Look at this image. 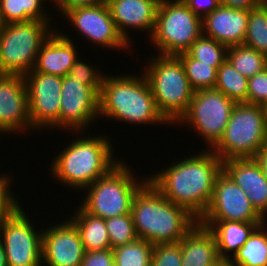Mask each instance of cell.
Listing matches in <instances>:
<instances>
[{
  "mask_svg": "<svg viewBox=\"0 0 267 266\" xmlns=\"http://www.w3.org/2000/svg\"><path fill=\"white\" fill-rule=\"evenodd\" d=\"M103 0H52L54 10L61 15L68 9L76 6L95 5Z\"/></svg>",
  "mask_w": 267,
  "mask_h": 266,
  "instance_id": "cell-40",
  "label": "cell"
},
{
  "mask_svg": "<svg viewBox=\"0 0 267 266\" xmlns=\"http://www.w3.org/2000/svg\"><path fill=\"white\" fill-rule=\"evenodd\" d=\"M138 175L121 158L107 174L84 189L83 200H79V205L86 212L104 220L131 213L135 194L148 181L147 174Z\"/></svg>",
  "mask_w": 267,
  "mask_h": 266,
  "instance_id": "cell-6",
  "label": "cell"
},
{
  "mask_svg": "<svg viewBox=\"0 0 267 266\" xmlns=\"http://www.w3.org/2000/svg\"><path fill=\"white\" fill-rule=\"evenodd\" d=\"M222 171L245 193L255 210L267 216V179L255 158H234L222 162Z\"/></svg>",
  "mask_w": 267,
  "mask_h": 266,
  "instance_id": "cell-19",
  "label": "cell"
},
{
  "mask_svg": "<svg viewBox=\"0 0 267 266\" xmlns=\"http://www.w3.org/2000/svg\"><path fill=\"white\" fill-rule=\"evenodd\" d=\"M114 263L112 249L85 251L80 266H110Z\"/></svg>",
  "mask_w": 267,
  "mask_h": 266,
  "instance_id": "cell-38",
  "label": "cell"
},
{
  "mask_svg": "<svg viewBox=\"0 0 267 266\" xmlns=\"http://www.w3.org/2000/svg\"><path fill=\"white\" fill-rule=\"evenodd\" d=\"M227 60L243 76L252 77L264 70L265 54L245 45L227 49Z\"/></svg>",
  "mask_w": 267,
  "mask_h": 266,
  "instance_id": "cell-29",
  "label": "cell"
},
{
  "mask_svg": "<svg viewBox=\"0 0 267 266\" xmlns=\"http://www.w3.org/2000/svg\"><path fill=\"white\" fill-rule=\"evenodd\" d=\"M20 205L0 221V240L8 266H42V233L34 226L28 211Z\"/></svg>",
  "mask_w": 267,
  "mask_h": 266,
  "instance_id": "cell-11",
  "label": "cell"
},
{
  "mask_svg": "<svg viewBox=\"0 0 267 266\" xmlns=\"http://www.w3.org/2000/svg\"><path fill=\"white\" fill-rule=\"evenodd\" d=\"M159 2L160 0H115L107 4L118 32L129 45L134 44V39L128 32L130 29L146 33L145 37L150 39L156 25Z\"/></svg>",
  "mask_w": 267,
  "mask_h": 266,
  "instance_id": "cell-18",
  "label": "cell"
},
{
  "mask_svg": "<svg viewBox=\"0 0 267 266\" xmlns=\"http://www.w3.org/2000/svg\"><path fill=\"white\" fill-rule=\"evenodd\" d=\"M150 266H182L180 242L155 244Z\"/></svg>",
  "mask_w": 267,
  "mask_h": 266,
  "instance_id": "cell-35",
  "label": "cell"
},
{
  "mask_svg": "<svg viewBox=\"0 0 267 266\" xmlns=\"http://www.w3.org/2000/svg\"><path fill=\"white\" fill-rule=\"evenodd\" d=\"M249 11L220 5L202 19L203 35L231 47L245 40Z\"/></svg>",
  "mask_w": 267,
  "mask_h": 266,
  "instance_id": "cell-21",
  "label": "cell"
},
{
  "mask_svg": "<svg viewBox=\"0 0 267 266\" xmlns=\"http://www.w3.org/2000/svg\"><path fill=\"white\" fill-rule=\"evenodd\" d=\"M87 134L85 136L84 134ZM73 134V135H72ZM80 134V135H78ZM89 132H71L69 143L55 153L49 165L48 175L73 190L82 191L101 176L107 174L121 160L115 156L113 140L108 135ZM85 137V138H84ZM109 137V138H108ZM113 145V146H112Z\"/></svg>",
  "mask_w": 267,
  "mask_h": 266,
  "instance_id": "cell-2",
  "label": "cell"
},
{
  "mask_svg": "<svg viewBox=\"0 0 267 266\" xmlns=\"http://www.w3.org/2000/svg\"><path fill=\"white\" fill-rule=\"evenodd\" d=\"M264 70L267 72V54L265 55Z\"/></svg>",
  "mask_w": 267,
  "mask_h": 266,
  "instance_id": "cell-46",
  "label": "cell"
},
{
  "mask_svg": "<svg viewBox=\"0 0 267 266\" xmlns=\"http://www.w3.org/2000/svg\"><path fill=\"white\" fill-rule=\"evenodd\" d=\"M183 2L201 19L211 14L221 5L220 0H183Z\"/></svg>",
  "mask_w": 267,
  "mask_h": 266,
  "instance_id": "cell-39",
  "label": "cell"
},
{
  "mask_svg": "<svg viewBox=\"0 0 267 266\" xmlns=\"http://www.w3.org/2000/svg\"><path fill=\"white\" fill-rule=\"evenodd\" d=\"M154 245L138 238L137 240L114 249V262L117 266H150Z\"/></svg>",
  "mask_w": 267,
  "mask_h": 266,
  "instance_id": "cell-31",
  "label": "cell"
},
{
  "mask_svg": "<svg viewBox=\"0 0 267 266\" xmlns=\"http://www.w3.org/2000/svg\"><path fill=\"white\" fill-rule=\"evenodd\" d=\"M111 249L138 239L131 213L105 219Z\"/></svg>",
  "mask_w": 267,
  "mask_h": 266,
  "instance_id": "cell-33",
  "label": "cell"
},
{
  "mask_svg": "<svg viewBox=\"0 0 267 266\" xmlns=\"http://www.w3.org/2000/svg\"><path fill=\"white\" fill-rule=\"evenodd\" d=\"M24 131L34 132L24 76L0 74V135L26 134Z\"/></svg>",
  "mask_w": 267,
  "mask_h": 266,
  "instance_id": "cell-17",
  "label": "cell"
},
{
  "mask_svg": "<svg viewBox=\"0 0 267 266\" xmlns=\"http://www.w3.org/2000/svg\"><path fill=\"white\" fill-rule=\"evenodd\" d=\"M267 144L262 106L236 103L218 143L211 149L222 161L254 158Z\"/></svg>",
  "mask_w": 267,
  "mask_h": 266,
  "instance_id": "cell-8",
  "label": "cell"
},
{
  "mask_svg": "<svg viewBox=\"0 0 267 266\" xmlns=\"http://www.w3.org/2000/svg\"><path fill=\"white\" fill-rule=\"evenodd\" d=\"M248 79L226 60L217 70L214 89L219 90L236 103H247Z\"/></svg>",
  "mask_w": 267,
  "mask_h": 266,
  "instance_id": "cell-27",
  "label": "cell"
},
{
  "mask_svg": "<svg viewBox=\"0 0 267 266\" xmlns=\"http://www.w3.org/2000/svg\"><path fill=\"white\" fill-rule=\"evenodd\" d=\"M72 25L77 34L87 40L85 43L97 45L110 51H127L129 45L118 32L111 17L109 8L103 1L95 5L76 6L66 10L62 15L57 14ZM84 37V38H83ZM103 46V47H102Z\"/></svg>",
  "mask_w": 267,
  "mask_h": 266,
  "instance_id": "cell-12",
  "label": "cell"
},
{
  "mask_svg": "<svg viewBox=\"0 0 267 266\" xmlns=\"http://www.w3.org/2000/svg\"><path fill=\"white\" fill-rule=\"evenodd\" d=\"M0 266H8L6 260V252L1 240H0Z\"/></svg>",
  "mask_w": 267,
  "mask_h": 266,
  "instance_id": "cell-43",
  "label": "cell"
},
{
  "mask_svg": "<svg viewBox=\"0 0 267 266\" xmlns=\"http://www.w3.org/2000/svg\"><path fill=\"white\" fill-rule=\"evenodd\" d=\"M262 109H263V114H264L265 126L267 129V103L262 105Z\"/></svg>",
  "mask_w": 267,
  "mask_h": 266,
  "instance_id": "cell-44",
  "label": "cell"
},
{
  "mask_svg": "<svg viewBox=\"0 0 267 266\" xmlns=\"http://www.w3.org/2000/svg\"><path fill=\"white\" fill-rule=\"evenodd\" d=\"M247 103L260 106L267 103V72L265 70L249 77Z\"/></svg>",
  "mask_w": 267,
  "mask_h": 266,
  "instance_id": "cell-37",
  "label": "cell"
},
{
  "mask_svg": "<svg viewBox=\"0 0 267 266\" xmlns=\"http://www.w3.org/2000/svg\"><path fill=\"white\" fill-rule=\"evenodd\" d=\"M218 266H234L229 261H222Z\"/></svg>",
  "mask_w": 267,
  "mask_h": 266,
  "instance_id": "cell-45",
  "label": "cell"
},
{
  "mask_svg": "<svg viewBox=\"0 0 267 266\" xmlns=\"http://www.w3.org/2000/svg\"><path fill=\"white\" fill-rule=\"evenodd\" d=\"M234 266H267V227L258 226L229 260Z\"/></svg>",
  "mask_w": 267,
  "mask_h": 266,
  "instance_id": "cell-26",
  "label": "cell"
},
{
  "mask_svg": "<svg viewBox=\"0 0 267 266\" xmlns=\"http://www.w3.org/2000/svg\"><path fill=\"white\" fill-rule=\"evenodd\" d=\"M12 172L0 173V221L10 216L21 204L11 188L14 182Z\"/></svg>",
  "mask_w": 267,
  "mask_h": 266,
  "instance_id": "cell-36",
  "label": "cell"
},
{
  "mask_svg": "<svg viewBox=\"0 0 267 266\" xmlns=\"http://www.w3.org/2000/svg\"><path fill=\"white\" fill-rule=\"evenodd\" d=\"M147 57L141 72L149 83L158 111L174 126L188 111L194 90L178 56L152 52Z\"/></svg>",
  "mask_w": 267,
  "mask_h": 266,
  "instance_id": "cell-5",
  "label": "cell"
},
{
  "mask_svg": "<svg viewBox=\"0 0 267 266\" xmlns=\"http://www.w3.org/2000/svg\"><path fill=\"white\" fill-rule=\"evenodd\" d=\"M177 56L184 65L186 76L194 91L214 89L217 80L216 68L192 58L187 52Z\"/></svg>",
  "mask_w": 267,
  "mask_h": 266,
  "instance_id": "cell-30",
  "label": "cell"
},
{
  "mask_svg": "<svg viewBox=\"0 0 267 266\" xmlns=\"http://www.w3.org/2000/svg\"><path fill=\"white\" fill-rule=\"evenodd\" d=\"M254 158L259 163L263 175L267 179V144L255 155Z\"/></svg>",
  "mask_w": 267,
  "mask_h": 266,
  "instance_id": "cell-42",
  "label": "cell"
},
{
  "mask_svg": "<svg viewBox=\"0 0 267 266\" xmlns=\"http://www.w3.org/2000/svg\"><path fill=\"white\" fill-rule=\"evenodd\" d=\"M80 56L75 60L67 76L70 79L78 80L87 86H102L105 74L97 65H92L81 59ZM103 72V73H102Z\"/></svg>",
  "mask_w": 267,
  "mask_h": 266,
  "instance_id": "cell-34",
  "label": "cell"
},
{
  "mask_svg": "<svg viewBox=\"0 0 267 266\" xmlns=\"http://www.w3.org/2000/svg\"><path fill=\"white\" fill-rule=\"evenodd\" d=\"M110 266H117V265H116V263L114 262V263H112Z\"/></svg>",
  "mask_w": 267,
  "mask_h": 266,
  "instance_id": "cell-49",
  "label": "cell"
},
{
  "mask_svg": "<svg viewBox=\"0 0 267 266\" xmlns=\"http://www.w3.org/2000/svg\"><path fill=\"white\" fill-rule=\"evenodd\" d=\"M138 72L117 76L106 72L99 94V119L122 122L123 126L130 123L133 127L172 126L158 111L145 75Z\"/></svg>",
  "mask_w": 267,
  "mask_h": 266,
  "instance_id": "cell-3",
  "label": "cell"
},
{
  "mask_svg": "<svg viewBox=\"0 0 267 266\" xmlns=\"http://www.w3.org/2000/svg\"><path fill=\"white\" fill-rule=\"evenodd\" d=\"M236 102L216 89L194 91L188 111L175 124L192 130L211 150L221 139ZM186 126V127H185Z\"/></svg>",
  "mask_w": 267,
  "mask_h": 266,
  "instance_id": "cell-10",
  "label": "cell"
},
{
  "mask_svg": "<svg viewBox=\"0 0 267 266\" xmlns=\"http://www.w3.org/2000/svg\"><path fill=\"white\" fill-rule=\"evenodd\" d=\"M203 35L202 19L183 1L160 0L150 46L156 54L175 55L186 52Z\"/></svg>",
  "mask_w": 267,
  "mask_h": 266,
  "instance_id": "cell-9",
  "label": "cell"
},
{
  "mask_svg": "<svg viewBox=\"0 0 267 266\" xmlns=\"http://www.w3.org/2000/svg\"><path fill=\"white\" fill-rule=\"evenodd\" d=\"M200 151L189 152L188 157L181 156V160L173 161L155 174H147L148 181L164 197L187 209L198 220L210 203L223 162L212 150Z\"/></svg>",
  "mask_w": 267,
  "mask_h": 266,
  "instance_id": "cell-1",
  "label": "cell"
},
{
  "mask_svg": "<svg viewBox=\"0 0 267 266\" xmlns=\"http://www.w3.org/2000/svg\"><path fill=\"white\" fill-rule=\"evenodd\" d=\"M77 207L68 219L76 226L85 251L110 249V238L105 220L91 215L80 205Z\"/></svg>",
  "mask_w": 267,
  "mask_h": 266,
  "instance_id": "cell-24",
  "label": "cell"
},
{
  "mask_svg": "<svg viewBox=\"0 0 267 266\" xmlns=\"http://www.w3.org/2000/svg\"><path fill=\"white\" fill-rule=\"evenodd\" d=\"M198 221L264 223L245 193L223 171L217 176L210 203Z\"/></svg>",
  "mask_w": 267,
  "mask_h": 266,
  "instance_id": "cell-15",
  "label": "cell"
},
{
  "mask_svg": "<svg viewBox=\"0 0 267 266\" xmlns=\"http://www.w3.org/2000/svg\"><path fill=\"white\" fill-rule=\"evenodd\" d=\"M260 2L261 0H220L222 6L246 11L252 10Z\"/></svg>",
  "mask_w": 267,
  "mask_h": 266,
  "instance_id": "cell-41",
  "label": "cell"
},
{
  "mask_svg": "<svg viewBox=\"0 0 267 266\" xmlns=\"http://www.w3.org/2000/svg\"><path fill=\"white\" fill-rule=\"evenodd\" d=\"M34 133L59 129L62 77L34 70L24 75ZM54 129V130H53Z\"/></svg>",
  "mask_w": 267,
  "mask_h": 266,
  "instance_id": "cell-13",
  "label": "cell"
},
{
  "mask_svg": "<svg viewBox=\"0 0 267 266\" xmlns=\"http://www.w3.org/2000/svg\"><path fill=\"white\" fill-rule=\"evenodd\" d=\"M264 225L267 227V216L264 218Z\"/></svg>",
  "mask_w": 267,
  "mask_h": 266,
  "instance_id": "cell-48",
  "label": "cell"
},
{
  "mask_svg": "<svg viewBox=\"0 0 267 266\" xmlns=\"http://www.w3.org/2000/svg\"><path fill=\"white\" fill-rule=\"evenodd\" d=\"M213 234L218 247L219 257L229 261L244 245L252 232L263 223L241 221H198Z\"/></svg>",
  "mask_w": 267,
  "mask_h": 266,
  "instance_id": "cell-23",
  "label": "cell"
},
{
  "mask_svg": "<svg viewBox=\"0 0 267 266\" xmlns=\"http://www.w3.org/2000/svg\"><path fill=\"white\" fill-rule=\"evenodd\" d=\"M228 47L213 38L202 35L186 51L192 58L218 68L227 60Z\"/></svg>",
  "mask_w": 267,
  "mask_h": 266,
  "instance_id": "cell-32",
  "label": "cell"
},
{
  "mask_svg": "<svg viewBox=\"0 0 267 266\" xmlns=\"http://www.w3.org/2000/svg\"><path fill=\"white\" fill-rule=\"evenodd\" d=\"M52 21L30 20L0 25V74L26 75L55 30ZM54 26V27H53Z\"/></svg>",
  "mask_w": 267,
  "mask_h": 266,
  "instance_id": "cell-7",
  "label": "cell"
},
{
  "mask_svg": "<svg viewBox=\"0 0 267 266\" xmlns=\"http://www.w3.org/2000/svg\"><path fill=\"white\" fill-rule=\"evenodd\" d=\"M64 31L61 32L60 29L58 31L57 27L42 44L33 68L35 72L61 77L70 72L75 60L81 54L78 50L79 46L75 45L76 39L71 38V34H66L67 31Z\"/></svg>",
  "mask_w": 267,
  "mask_h": 266,
  "instance_id": "cell-20",
  "label": "cell"
},
{
  "mask_svg": "<svg viewBox=\"0 0 267 266\" xmlns=\"http://www.w3.org/2000/svg\"><path fill=\"white\" fill-rule=\"evenodd\" d=\"M131 215L138 238L153 245L179 242L198 222L187 209L172 203L149 181L135 194Z\"/></svg>",
  "mask_w": 267,
  "mask_h": 266,
  "instance_id": "cell-4",
  "label": "cell"
},
{
  "mask_svg": "<svg viewBox=\"0 0 267 266\" xmlns=\"http://www.w3.org/2000/svg\"><path fill=\"white\" fill-rule=\"evenodd\" d=\"M61 91L58 131L87 132L99 120L101 86H87L66 75L62 77Z\"/></svg>",
  "mask_w": 267,
  "mask_h": 266,
  "instance_id": "cell-14",
  "label": "cell"
},
{
  "mask_svg": "<svg viewBox=\"0 0 267 266\" xmlns=\"http://www.w3.org/2000/svg\"><path fill=\"white\" fill-rule=\"evenodd\" d=\"M48 226L42 233V266H80L85 249L76 226L66 217Z\"/></svg>",
  "mask_w": 267,
  "mask_h": 266,
  "instance_id": "cell-16",
  "label": "cell"
},
{
  "mask_svg": "<svg viewBox=\"0 0 267 266\" xmlns=\"http://www.w3.org/2000/svg\"><path fill=\"white\" fill-rule=\"evenodd\" d=\"M243 45L267 54V2H260L249 11Z\"/></svg>",
  "mask_w": 267,
  "mask_h": 266,
  "instance_id": "cell-28",
  "label": "cell"
},
{
  "mask_svg": "<svg viewBox=\"0 0 267 266\" xmlns=\"http://www.w3.org/2000/svg\"><path fill=\"white\" fill-rule=\"evenodd\" d=\"M52 0H0V24L30 20L53 21L46 3ZM46 4V5H45ZM45 5V6H44ZM52 14V15H51Z\"/></svg>",
  "mask_w": 267,
  "mask_h": 266,
  "instance_id": "cell-25",
  "label": "cell"
},
{
  "mask_svg": "<svg viewBox=\"0 0 267 266\" xmlns=\"http://www.w3.org/2000/svg\"><path fill=\"white\" fill-rule=\"evenodd\" d=\"M111 1H115V0H103V2L106 4L110 3Z\"/></svg>",
  "mask_w": 267,
  "mask_h": 266,
  "instance_id": "cell-47",
  "label": "cell"
},
{
  "mask_svg": "<svg viewBox=\"0 0 267 266\" xmlns=\"http://www.w3.org/2000/svg\"><path fill=\"white\" fill-rule=\"evenodd\" d=\"M179 242L182 266H218L223 261L212 232L199 222Z\"/></svg>",
  "mask_w": 267,
  "mask_h": 266,
  "instance_id": "cell-22",
  "label": "cell"
}]
</instances>
